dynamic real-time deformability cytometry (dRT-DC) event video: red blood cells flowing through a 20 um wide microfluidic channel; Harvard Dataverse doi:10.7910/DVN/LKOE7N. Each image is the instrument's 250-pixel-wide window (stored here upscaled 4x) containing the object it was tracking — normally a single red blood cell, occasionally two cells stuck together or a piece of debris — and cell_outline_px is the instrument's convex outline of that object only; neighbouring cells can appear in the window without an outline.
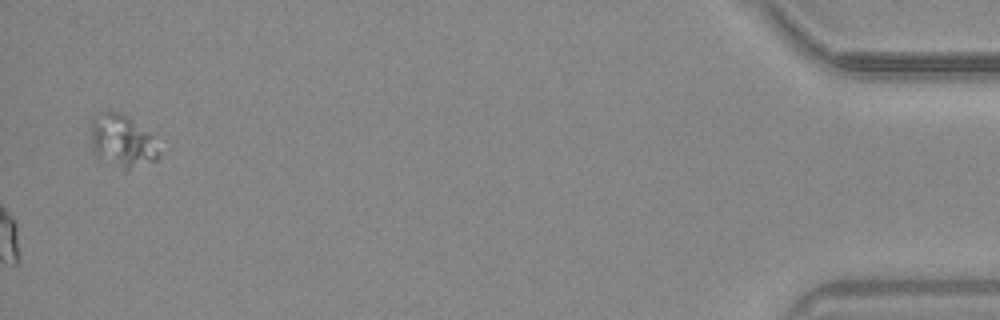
{"species": "common noctule bat (a hibernating species)", "species_latin": "Nyctalus noctula", "temperature_condition": "warm", "stored_images_in_passage": 55, "camera_frame_rate_fps": 3000, "um_per_image_px": 0.085, "animal": {"sex": "male", "body_mass_g": 20.4}, "frame": {"image": 1, "passage_image": 55, "time_ms": 18.0, "image_size_px": [1000, 320], "cell_outline_px": [[160, 156], [156, 160], [128, 168], [124, 168], [100, 156], [96, 152], [92, 144], [92, 120], [96, 116], [108, 108], [120, 112], [128, 116], [148, 132], [160, 152]], "centroid_in_image_um": [10.4, 11.9], "position_along_channel_um": 424.8, "area_um2": 19.94}, "authors_computed_cell_mechanics": {"area_um2": 18.9006, "velocity_mm_per_s": 3.7421, "shape_relaxation_time_tau1_ms": null, "shape_relaxation_time_tau2_ms": 2.9896, "deformation_change_tau1": null, "deformation_change_tau2": 0.0568}}